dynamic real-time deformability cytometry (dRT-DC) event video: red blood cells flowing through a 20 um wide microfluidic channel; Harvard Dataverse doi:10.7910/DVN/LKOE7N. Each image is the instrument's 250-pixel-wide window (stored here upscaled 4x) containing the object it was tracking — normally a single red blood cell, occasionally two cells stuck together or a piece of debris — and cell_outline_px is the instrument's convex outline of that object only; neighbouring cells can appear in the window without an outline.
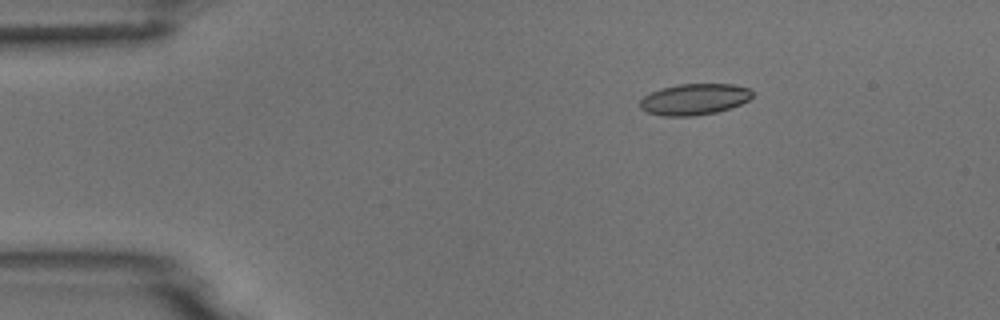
{"species": "common noctule bat (a hibernating species)", "species_latin": "Nyctalus noctula", "temperature_condition": "room temperature", "stored_images_in_passage": 2, "camera_frame_rate_fps": 3000, "um_per_image_px": 0.085, "animal": {"sex": "male", "body_mass_g": 18.8}, "frame": {"image": 1, "passage_image": 1, "time_ms": 0.0, "image_size_px": [1000, 320], "cell_outline_px": [[752, 96], [748, 100], [740, 104], [716, 112], [696, 116], [664, 116], [648, 112], [640, 108], [640, 100], [644, 96], [660, 88], [676, 84], [732, 84], [752, 88]], "centroid_in_image_um": [59.02, 8.43], "position_along_channel_um": 26.0, "area_um2": 20.46}}